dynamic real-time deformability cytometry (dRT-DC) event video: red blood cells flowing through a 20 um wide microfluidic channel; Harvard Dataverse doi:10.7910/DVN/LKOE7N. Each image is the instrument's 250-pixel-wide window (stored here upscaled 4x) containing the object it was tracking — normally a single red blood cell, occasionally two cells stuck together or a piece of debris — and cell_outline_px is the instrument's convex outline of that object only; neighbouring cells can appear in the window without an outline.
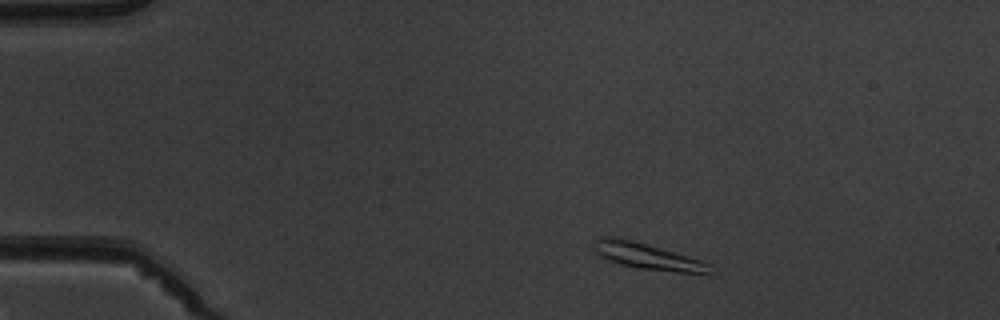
{"species": "common noctule bat (a hibernating species)", "species_latin": "Nyctalus noctula", "temperature_condition": "warm", "stored_images_in_passage": 3, "camera_frame_rate_fps": 3000, "um_per_image_px": 0.085, "animal": {"sex": "male", "body_mass_g": 19.5, "forearm_length_mm": 54.6}, "frame": {"image": 1, "passage_image": 1, "time_ms": 0.0, "image_size_px": [1000, 320], "cell_outline_px": [[712, 272], [676, 272], [640, 268], [624, 264], [600, 256], [592, 248], [596, 236], [616, 236], [632, 240], [688, 256], [700, 260], [708, 264]], "centroid_in_image_um": [54.93, 21.74], "position_along_channel_um": 30.1, "area_um2": 17.17}}